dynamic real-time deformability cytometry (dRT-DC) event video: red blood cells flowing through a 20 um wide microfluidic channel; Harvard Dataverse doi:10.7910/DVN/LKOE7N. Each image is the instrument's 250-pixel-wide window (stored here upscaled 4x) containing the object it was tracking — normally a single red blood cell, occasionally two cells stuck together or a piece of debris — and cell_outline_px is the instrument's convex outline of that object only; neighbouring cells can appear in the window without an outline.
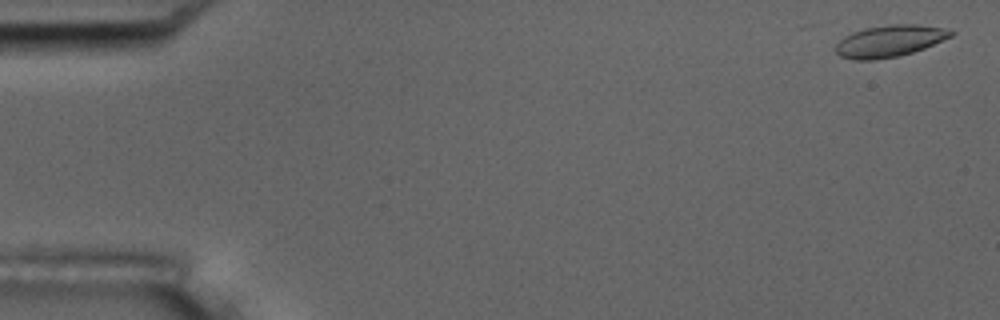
{"species": "common noctule bat (a hibernating species)", "species_latin": "Nyctalus noctula", "temperature_condition": "room temperature", "stored_images_in_passage": 9, "camera_frame_rate_fps": 3000, "um_per_image_px": 0.085, "animal": {"sex": "male", "body_mass_g": 17.5, "forearm_length_mm": 52.3}, "frame": {"image": 1, "passage_image": 2, "time_ms": 0.333, "image_size_px": [1000, 320], "cell_outline_px": [[956, 32], [952, 36], [924, 48], [900, 56], [876, 60], [856, 60], [840, 56], [836, 52], [836, 44], [844, 36], [852, 32], [864, 28], [892, 24], [916, 24], [944, 28]], "centroid_in_image_um": [75.61, 3.49], "position_along_channel_um": 9.4, "area_um2": 21.33}}